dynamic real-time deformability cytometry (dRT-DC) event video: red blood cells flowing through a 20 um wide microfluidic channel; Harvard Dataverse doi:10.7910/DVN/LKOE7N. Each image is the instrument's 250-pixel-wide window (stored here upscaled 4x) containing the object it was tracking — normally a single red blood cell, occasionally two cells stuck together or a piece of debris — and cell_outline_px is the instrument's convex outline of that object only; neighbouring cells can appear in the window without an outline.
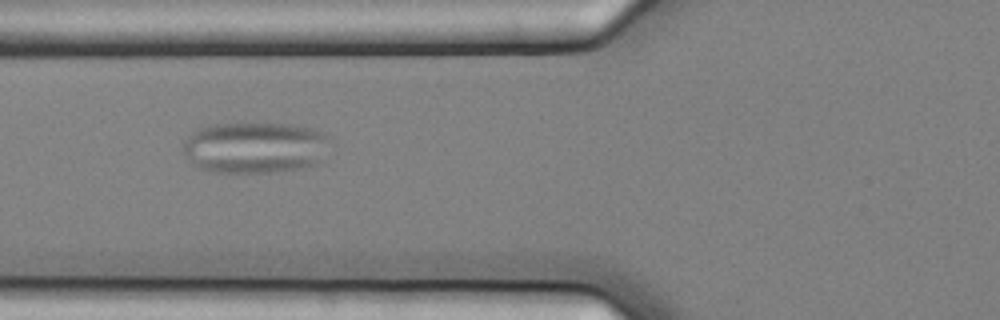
{"species": "common noctule bat (a hibernating species)", "species_latin": "Nyctalus noctula", "temperature_condition": "cold", "stored_images_in_passage": 5, "camera_frame_rate_fps": 3000, "um_per_image_px": 0.085, "animal": {"sex": "female", "body_mass_g": 25.1}, "frame": {"image": 1, "passage_image": 3, "time_ms": 0.667, "image_size_px": [1000, 320], "cell_outline_px": [[328, 140], [320, 160], [316, 164], [300, 168], [272, 172], [216, 172], [196, 168], [184, 156], [184, 140], [192, 132], [200, 128], [212, 124], [240, 120], [292, 124], [312, 128], [324, 132]], "centroid_in_image_um": [21.6, 12.49], "position_along_channel_um": 104.2, "area_um2": 44.91}}